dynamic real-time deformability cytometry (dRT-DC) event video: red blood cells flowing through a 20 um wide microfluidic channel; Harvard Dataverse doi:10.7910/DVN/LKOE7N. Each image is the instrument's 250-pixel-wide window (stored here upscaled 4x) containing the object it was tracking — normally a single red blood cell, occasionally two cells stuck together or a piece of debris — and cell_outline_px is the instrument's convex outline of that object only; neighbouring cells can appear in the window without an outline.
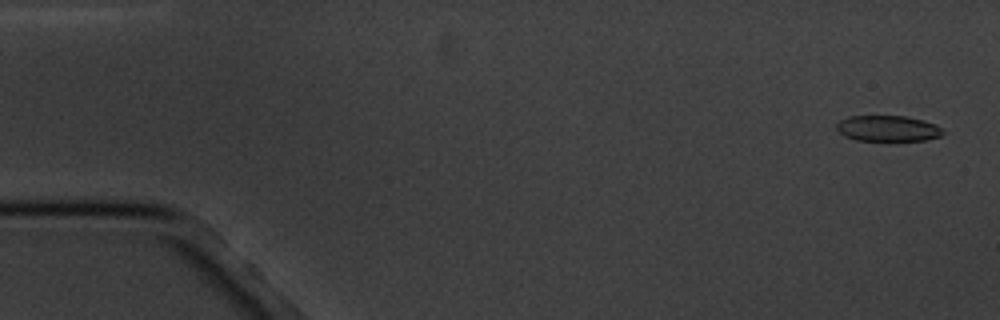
{"species": "common noctule bat (a hibernating species)", "species_latin": "Nyctalus noctula", "temperature_condition": "cold", "stored_images_in_passage": 5, "segment_of_instrument_passage": [2, 2], "camera_frame_rate_fps": 3000, "um_per_image_px": 0.085, "animal": {"sex": "male", "body_mass_g": 20.1, "forearm_length_mm": 53.5}, "frame": {"image": 1, "passage_image": 5, "time_ms": 4.667, "image_size_px": [1000, 320], "cell_outline_px": [[944, 132], [940, 136], [924, 140], [888, 144], [856, 140], [844, 136], [836, 128], [836, 124], [840, 120], [848, 116], [904, 116], [924, 120], [936, 124]], "centroid_in_image_um": [75.45, 10.97], "position_along_channel_um": 9.5, "area_um2": 16.88}}